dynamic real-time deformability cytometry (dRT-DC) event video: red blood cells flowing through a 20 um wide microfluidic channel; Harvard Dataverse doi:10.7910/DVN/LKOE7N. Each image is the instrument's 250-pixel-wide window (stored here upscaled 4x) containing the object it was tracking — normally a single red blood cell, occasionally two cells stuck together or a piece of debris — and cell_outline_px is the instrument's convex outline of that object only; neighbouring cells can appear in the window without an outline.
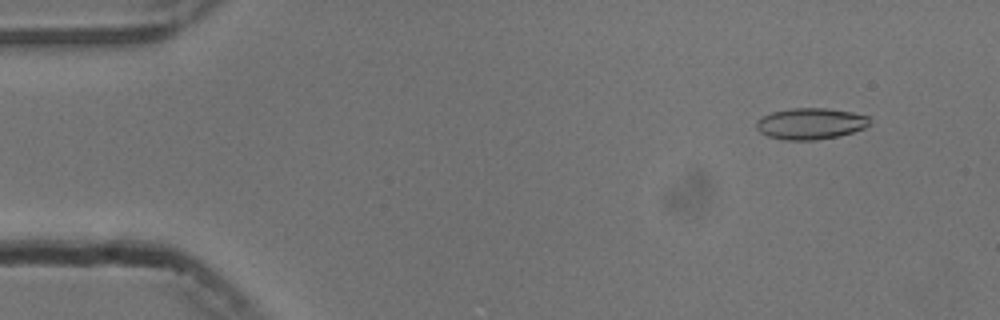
{"species": "common noctule bat (a hibernating species)", "species_latin": "Nyctalus noctula", "temperature_condition": "cold", "stored_images_in_passage": 52, "camera_frame_rate_fps": 3000, "um_per_image_px": 0.085, "animal": {"sex": "male", "body_mass_g": 13.3}, "frame": {"image": 1, "passage_image": 3, "time_ms": 0.667, "image_size_px": [1000, 320], "cell_outline_px": [[872, 124], [864, 128], [840, 136], [816, 140], [784, 140], [768, 136], [760, 132], [756, 128], [756, 120], [772, 112], [792, 108], [824, 108], [852, 112], [868, 116]], "centroid_in_image_um": [68.91, 10.51], "position_along_channel_um": 16.1, "area_um2": 20.75}}
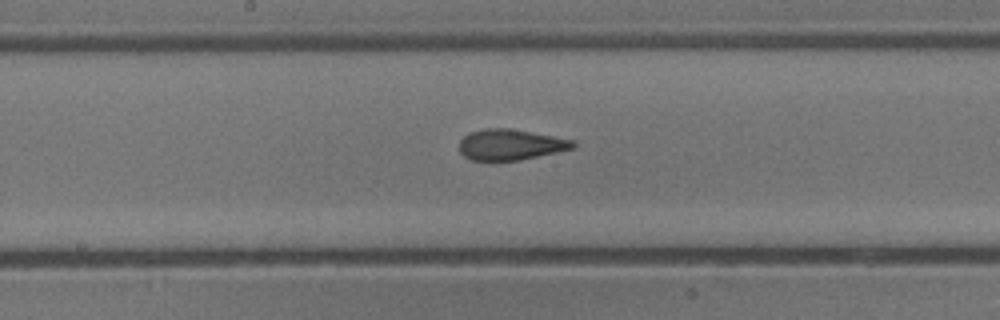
{"frame": {"image": 2, "passage_image": 26, "time_ms": 8.333, "image_size_px": [1000, 320], "cell_outline_px": [[576, 148], [520, 160], [472, 160], [464, 156], [460, 152], [460, 140], [468, 132], [484, 128], [508, 128], [552, 136], [572, 140], [576, 144]], "centroid_in_image_um": [43.38, 12.29], "position_along_channel_um": 204.8, "area_um2": 20.29}}
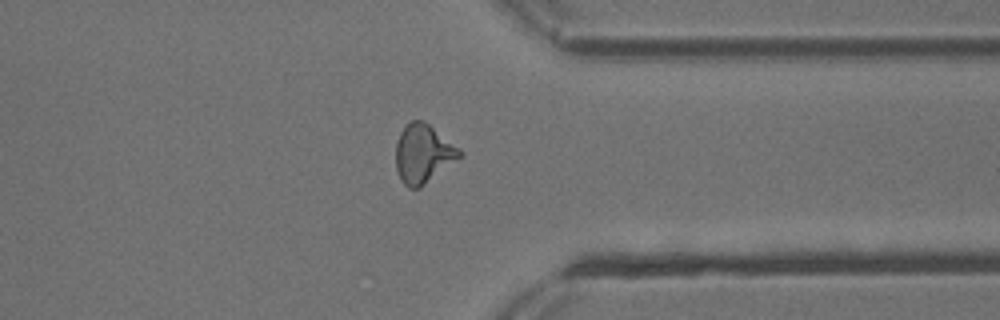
{"frame": {"image": 3, "passage_image": 40, "time_ms": 13.0, "image_size_px": [1000, 320], "cell_outline_px": [[460, 156], [420, 188], [408, 188], [400, 180], [396, 168], [396, 144], [400, 132], [408, 120], [424, 120], [460, 148]], "centroid_in_image_um": [35.92, 13.04], "position_along_channel_um": 375.5, "area_um2": 21.68}, "authors_computed_cell_mechanics": {"area_um2": 20.6346, "velocity_mm_per_s": 3.7798, "shape_relaxation_time_tau1_ms": 6.3875, "shape_relaxation_time_tau2_ms": 1.7565, "deformation_change_tau1": 0.1716, "deformation_change_tau2": 0.0806}}